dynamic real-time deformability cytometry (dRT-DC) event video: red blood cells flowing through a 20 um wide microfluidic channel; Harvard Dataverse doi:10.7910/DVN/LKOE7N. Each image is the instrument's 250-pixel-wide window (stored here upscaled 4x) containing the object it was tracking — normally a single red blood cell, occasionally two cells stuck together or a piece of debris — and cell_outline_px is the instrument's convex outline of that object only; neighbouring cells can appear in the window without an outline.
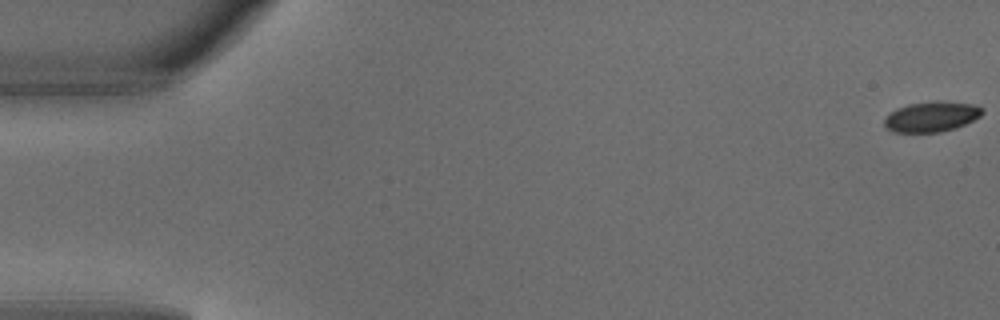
{"species": "common noctule bat (a hibernating species)", "species_latin": "Nyctalus noctula", "temperature_condition": "warm", "stored_images_in_passage": 4, "segment_of_instrument_passage": [2, 2], "camera_frame_rate_fps": 3000, "um_per_image_px": 0.085, "animal": {"sex": "male", "body_mass_g": 18.8}, "frame": {"image": 1, "passage_image": 4, "time_ms": 1.0, "image_size_px": [1000, 320], "cell_outline_px": [[984, 112], [980, 116], [956, 128], [940, 132], [892, 132], [884, 128], [884, 120], [896, 108], [908, 104], [936, 100], [944, 100], [972, 104], [984, 108]], "centroid_in_image_um": [79.18, 9.9], "position_along_channel_um": 5.8, "area_um2": 17.46}}